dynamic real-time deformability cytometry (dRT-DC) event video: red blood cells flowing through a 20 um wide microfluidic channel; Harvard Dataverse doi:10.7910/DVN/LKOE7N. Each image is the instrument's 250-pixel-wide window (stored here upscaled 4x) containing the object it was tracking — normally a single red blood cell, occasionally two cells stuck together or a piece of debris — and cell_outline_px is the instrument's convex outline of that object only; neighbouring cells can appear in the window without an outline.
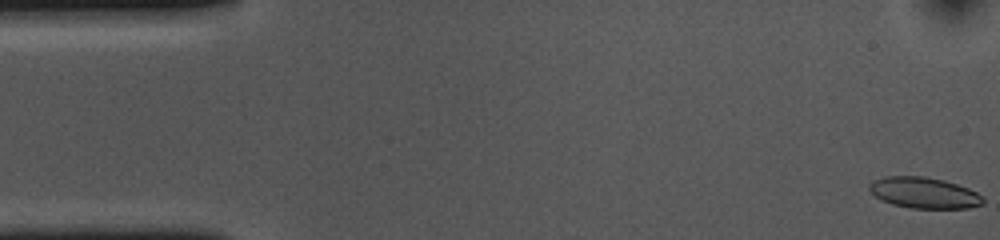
{"species": "common noctule bat (a hibernating species)", "species_latin": "Nyctalus noctula", "temperature_condition": "cold", "stored_images_in_passage": 54, "camera_frame_rate_fps": 3000, "um_per_image_px": 0.085, "animal": {"sex": "female", "body_mass_g": 10.0, "forearm_length_mm": 53.1}, "frame": {"image": 1, "passage_image": 1, "time_ms": 0.0, "image_size_px": [1000, 240], "cell_outline_px": [[984, 204], [968, 208], [912, 208], [892, 204], [880, 200], [868, 188], [868, 184], [884, 176], [924, 176], [944, 180], [968, 188], [984, 196]], "centroid_in_image_um": [78.56, 16.39], "position_along_channel_um": 6.4, "area_um2": 20.58}}
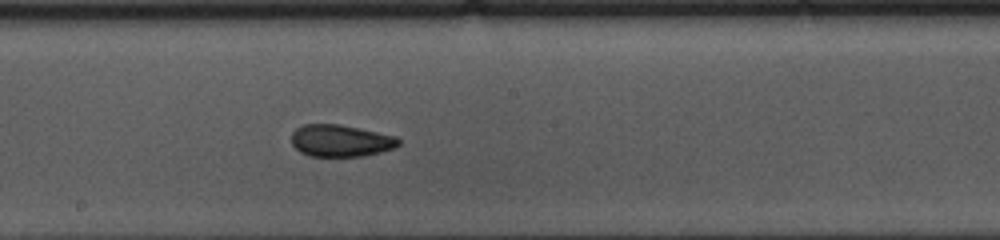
{"frame": {"image": 2, "passage_image": 28, "time_ms": 9.0, "image_size_px": [1000, 240], "cell_outline_px": [[400, 144], [396, 148], [364, 156], [308, 156], [300, 152], [292, 144], [292, 132], [296, 128], [304, 124], [340, 124], [396, 136], [400, 140]], "centroid_in_image_um": [28.96, 11.96], "position_along_channel_um": 219.2, "area_um2": 20.06}}
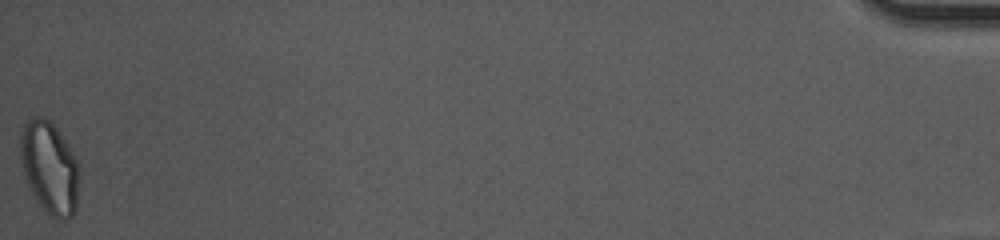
{"frame": {"image": 3, "passage_image": 54, "time_ms": 17.667, "image_size_px": [1000, 240], "cell_outline_px": [[80, 180], [76, 208], [72, 216], [68, 220], [60, 220], [52, 216], [32, 196], [28, 188], [24, 176], [20, 160], [20, 132], [24, 124], [28, 120], [36, 116], [40, 116], [48, 120], [56, 128], [80, 164]], "centroid_in_image_um": [4.21, 14.28], "position_along_channel_um": 431.0, "area_um2": 32.08}, "authors_computed_cell_mechanics": {"area_um2": 20.9525, "velocity_mm_per_s": 3.6569, "shape_relaxation_time_tau1_ms": null, "shape_relaxation_time_tau2_ms": 2.4792, "deformation_change_tau1": null, "deformation_change_tau2": 0.0686}}